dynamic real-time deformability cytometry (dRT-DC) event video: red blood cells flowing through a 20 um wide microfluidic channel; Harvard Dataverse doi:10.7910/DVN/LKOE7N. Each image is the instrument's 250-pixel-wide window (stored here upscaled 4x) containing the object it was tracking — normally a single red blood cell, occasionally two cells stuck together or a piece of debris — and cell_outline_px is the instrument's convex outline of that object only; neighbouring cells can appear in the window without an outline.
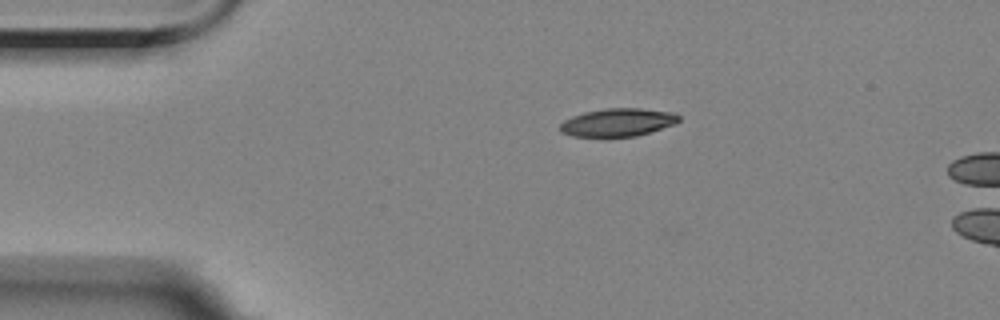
{"species": "Egyptian fruit bat (a non-hibernating species)", "species_latin": "Rousettus aegyptiacus", "temperature_condition": "room temperature", "stored_images_in_passage": 4, "camera_frame_rate_fps": 3000, "um_per_image_px": 0.085, "animal": {"sex": "female"}, "frame": {"image": 1, "passage_image": 4, "time_ms": 4.667, "image_size_px": [1000, 320], "cell_outline_px": [[680, 120], [676, 124], [636, 136], [572, 136], [560, 132], [560, 124], [564, 120], [572, 116], [584, 112], [604, 108], [640, 108], [672, 112], [680, 116]], "centroid_in_image_um": [52.52, 10.39], "position_along_channel_um": 32.5, "area_um2": 19.36}}